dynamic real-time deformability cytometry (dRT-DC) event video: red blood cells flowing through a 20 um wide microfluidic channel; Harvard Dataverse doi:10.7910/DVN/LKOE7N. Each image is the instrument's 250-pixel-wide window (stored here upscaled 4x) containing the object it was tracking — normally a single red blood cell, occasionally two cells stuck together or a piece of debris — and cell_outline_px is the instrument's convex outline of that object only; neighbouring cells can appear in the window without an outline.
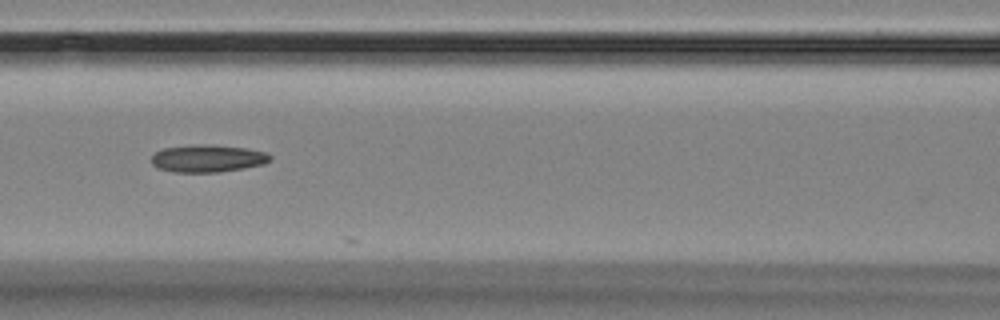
{"species": "Egyptian fruit bat (a non-hibernating species)", "species_latin": "Rousettus aegyptiacus", "temperature_condition": "room temperature", "stored_images_in_passage": 9, "camera_frame_rate_fps": 3000, "um_per_image_px": 0.085, "animal": {"sex": "female"}, "frame": {"image": 1, "passage_image": 7, "time_ms": 7.333, "image_size_px": [1000, 320], "cell_outline_px": [[272, 160], [264, 164], [244, 168], [220, 172], [172, 172], [156, 168], [152, 164], [152, 156], [156, 152], [164, 148], [192, 144], [216, 144], [248, 148], [268, 152], [272, 156]], "centroid_in_image_um": [17.69, 13.45], "position_along_channel_um": 148.9, "area_um2": 19.42}}
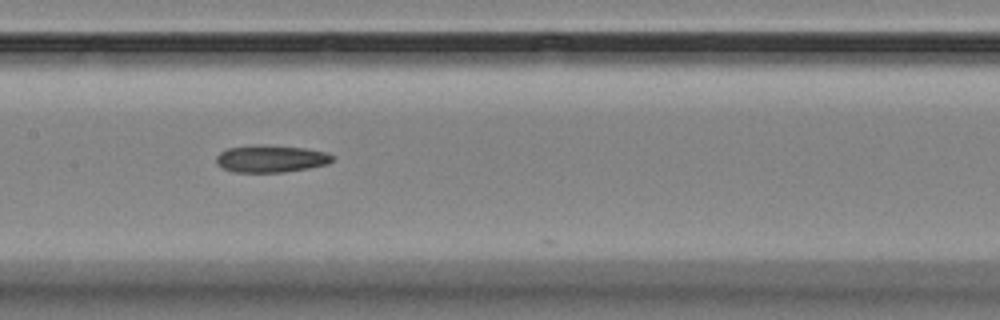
{"frame": {"image": 2, "passage_image": 8, "time_ms": 8.333, "image_size_px": [1000, 320], "cell_outline_px": [[332, 160], [328, 164], [308, 168], [284, 172], [236, 172], [224, 168], [216, 164], [216, 156], [220, 152], [228, 148], [252, 144], [264, 144], [304, 148], [324, 152], [332, 156]], "centroid_in_image_um": [22.98, 13.48], "position_along_channel_um": 184.4, "area_um2": 18.44}}
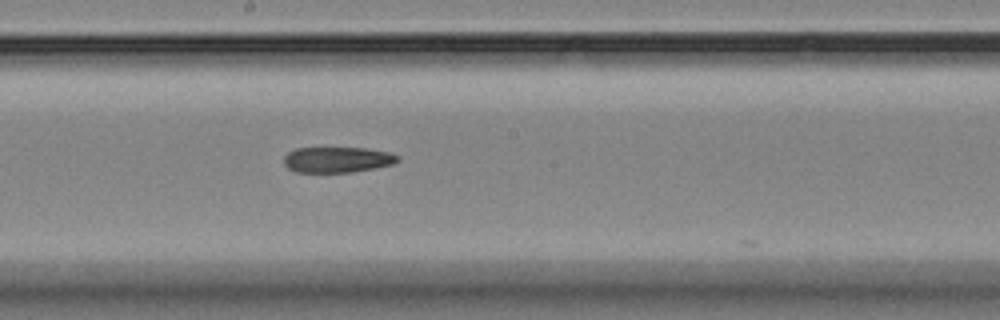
{"frame": {"image": 3, "passage_image": 9, "time_ms": 9.333, "image_size_px": [1000, 320], "cell_outline_px": [[400, 160], [392, 164], [352, 172], [296, 172], [288, 168], [284, 164], [284, 156], [288, 152], [296, 148], [364, 148], [388, 152], [400, 156]], "centroid_in_image_um": [28.65, 13.57], "position_along_channel_um": 219.5, "area_um2": 16.94}}